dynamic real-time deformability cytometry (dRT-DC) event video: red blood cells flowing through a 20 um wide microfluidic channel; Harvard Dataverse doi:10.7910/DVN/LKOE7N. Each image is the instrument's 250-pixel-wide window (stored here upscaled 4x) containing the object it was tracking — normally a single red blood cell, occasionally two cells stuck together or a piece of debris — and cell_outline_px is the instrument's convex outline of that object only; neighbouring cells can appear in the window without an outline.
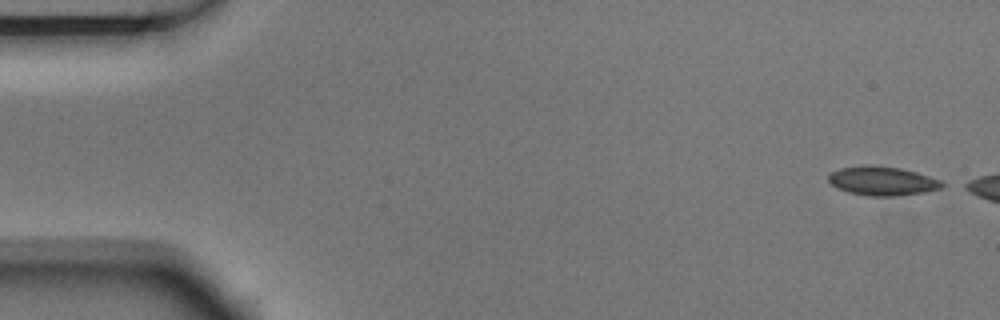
{"species": "Egyptian fruit bat (a non-hibernating species)", "species_latin": "Rousettus aegyptiacus", "temperature_condition": "room temperature", "stored_images_in_passage": 13, "camera_frame_rate_fps": 3000, "um_per_image_px": 0.085, "animal": {"sex": "male"}, "frame": {"image": 1, "passage_image": 1, "time_ms": 0.0, "image_size_px": [1000, 320], "cell_outline_px": [[948, 184], [944, 188], [924, 192], [896, 196], [868, 196], [848, 192], [832, 184], [828, 180], [828, 176], [832, 172], [840, 168], [872, 164], [900, 168], [916, 172], [940, 180]], "centroid_in_image_um": [75.05, 15.38], "position_along_channel_um": 10.0, "area_um2": 19.25}}
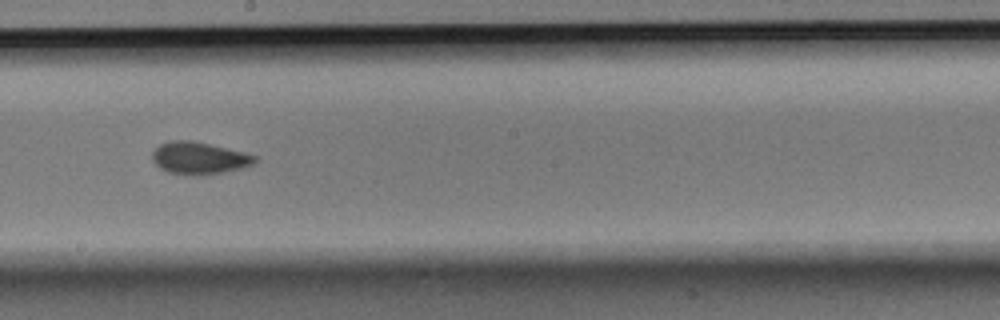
{"frame": {"image": 2, "passage_image": 8, "time_ms": 2.333, "image_size_px": [1000, 320], "cell_outline_px": [[260, 160], [244, 168], [224, 172], [200, 176], [196, 176], [168, 172], [160, 168], [152, 160], [152, 152], [160, 144], [168, 140], [192, 140], [244, 152], [256, 156]], "centroid_in_image_um": [16.94, 13.44], "position_along_channel_um": 231.3, "area_um2": 19.48}}
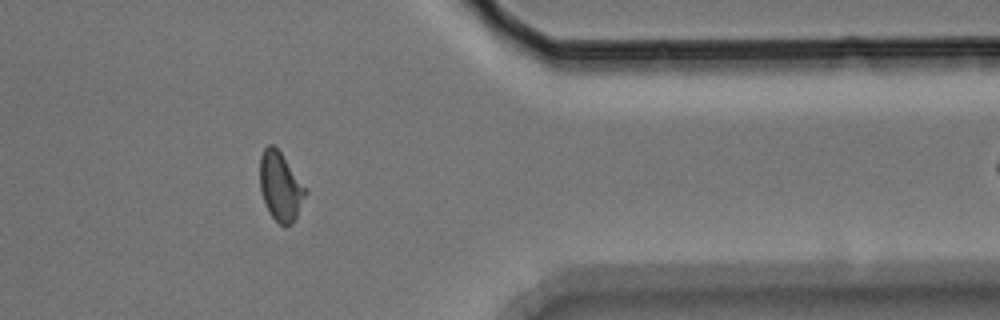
{"frame": {"image": 3, "passage_image": 12, "time_ms": 3.667, "image_size_px": [1000, 320], "cell_outline_px": [[308, 192], [292, 224], [284, 228], [272, 216], [264, 200], [260, 188], [260, 156], [264, 148], [268, 144], [272, 144], [280, 152], [308, 188]], "centroid_in_image_um": [23.86, 15.84], "position_along_channel_um": 387.5, "area_um2": 18.26}}